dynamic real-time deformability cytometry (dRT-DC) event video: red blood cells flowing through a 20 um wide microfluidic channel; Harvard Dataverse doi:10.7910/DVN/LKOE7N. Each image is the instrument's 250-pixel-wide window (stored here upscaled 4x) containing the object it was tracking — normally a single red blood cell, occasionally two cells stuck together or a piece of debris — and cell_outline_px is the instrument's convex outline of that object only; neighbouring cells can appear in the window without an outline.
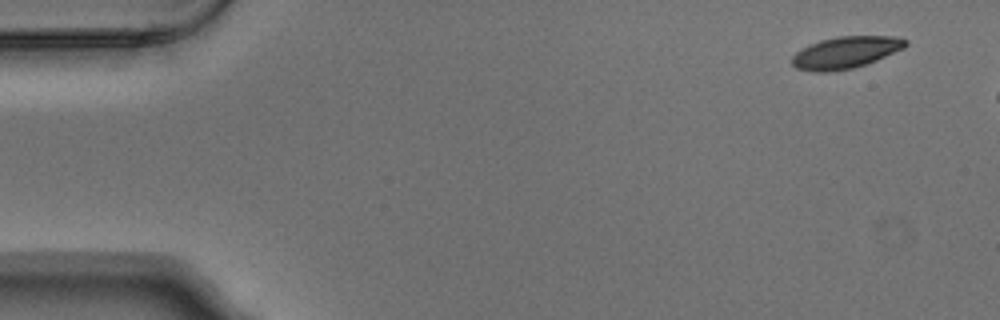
{"species": "Egyptian fruit bat (a non-hibernating species)", "species_latin": "Rousettus aegyptiacus", "temperature_condition": "warm", "stored_images_in_passage": 4, "camera_frame_rate_fps": 3000, "um_per_image_px": 0.085, "animal": {"sex": "male"}, "frame": {"image": 1, "passage_image": 1, "time_ms": 0.0, "image_size_px": [1000, 320], "cell_outline_px": [[908, 44], [904, 48], [876, 60], [852, 68], [828, 72], [812, 72], [796, 68], [792, 64], [792, 56], [796, 52], [820, 40], [836, 36], [892, 36], [908, 40]], "centroid_in_image_um": [71.87, 4.46], "position_along_channel_um": 13.1, "area_um2": 20.92}}